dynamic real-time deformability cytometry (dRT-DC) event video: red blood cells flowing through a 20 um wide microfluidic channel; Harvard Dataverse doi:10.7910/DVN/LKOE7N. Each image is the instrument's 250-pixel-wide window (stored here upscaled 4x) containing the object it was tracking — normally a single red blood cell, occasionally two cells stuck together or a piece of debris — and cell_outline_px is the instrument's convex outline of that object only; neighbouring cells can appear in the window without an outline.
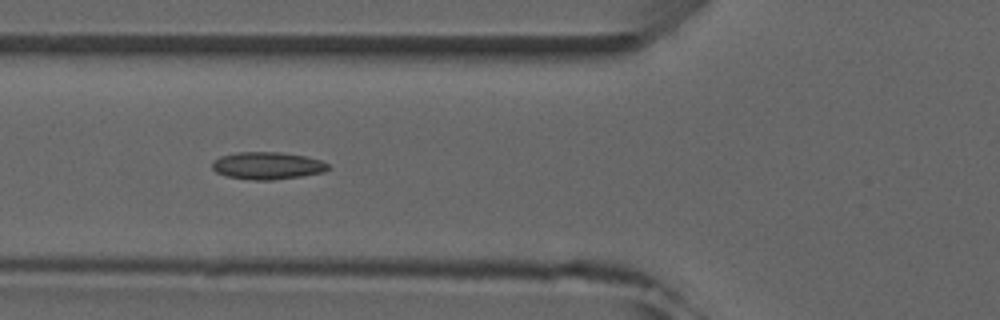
{"species": "common noctule bat (a hibernating species)", "species_latin": "Nyctalus noctula", "temperature_condition": "room temperature", "stored_images_in_passage": 7, "camera_frame_rate_fps": 3000, "um_per_image_px": 0.085, "animal": {"sex": "male", "forearm_length_mm": 52.5}, "frame": {"image": 1, "passage_image": 5, "time_ms": 5.333, "image_size_px": [1000, 320], "cell_outline_px": [[328, 168], [324, 172], [300, 176], [272, 180], [252, 180], [224, 176], [216, 172], [212, 168], [212, 160], [220, 156], [240, 152], [280, 152], [304, 156], [320, 160], [328, 164]], "centroid_in_image_um": [22.67, 14.08], "position_along_channel_um": 103.1, "area_um2": 18.44}}
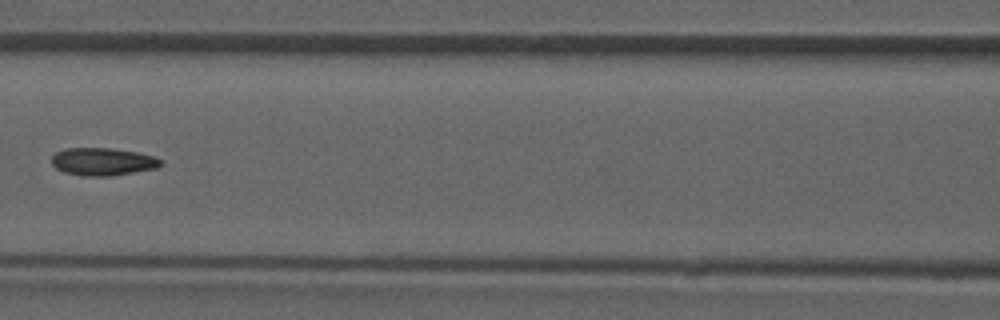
{"frame": {"image": 2, "passage_image": 6, "time_ms": 6.667, "image_size_px": [1000, 320], "cell_outline_px": [[164, 164], [160, 168], [112, 176], [80, 176], [64, 172], [56, 168], [52, 164], [52, 156], [56, 152], [68, 148], [112, 148], [136, 152], [152, 156], [164, 160]], "centroid_in_image_um": [8.79, 13.75], "position_along_channel_um": 157.8, "area_um2": 17.86}}